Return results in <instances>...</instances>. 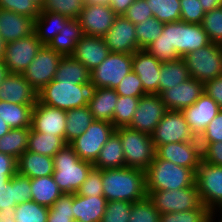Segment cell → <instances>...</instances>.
Here are the masks:
<instances>
[{
    "instance_id": "cell-44",
    "label": "cell",
    "mask_w": 222,
    "mask_h": 222,
    "mask_svg": "<svg viewBox=\"0 0 222 222\" xmlns=\"http://www.w3.org/2000/svg\"><path fill=\"white\" fill-rule=\"evenodd\" d=\"M83 0H45L41 10L61 14L69 19H78Z\"/></svg>"
},
{
    "instance_id": "cell-39",
    "label": "cell",
    "mask_w": 222,
    "mask_h": 222,
    "mask_svg": "<svg viewBox=\"0 0 222 222\" xmlns=\"http://www.w3.org/2000/svg\"><path fill=\"white\" fill-rule=\"evenodd\" d=\"M153 17L162 23L181 21L180 0H146Z\"/></svg>"
},
{
    "instance_id": "cell-41",
    "label": "cell",
    "mask_w": 222,
    "mask_h": 222,
    "mask_svg": "<svg viewBox=\"0 0 222 222\" xmlns=\"http://www.w3.org/2000/svg\"><path fill=\"white\" fill-rule=\"evenodd\" d=\"M49 208L32 200L15 207V222H47Z\"/></svg>"
},
{
    "instance_id": "cell-4",
    "label": "cell",
    "mask_w": 222,
    "mask_h": 222,
    "mask_svg": "<svg viewBox=\"0 0 222 222\" xmlns=\"http://www.w3.org/2000/svg\"><path fill=\"white\" fill-rule=\"evenodd\" d=\"M54 181L62 193L75 194L94 167L92 162L81 160L70 144L53 156Z\"/></svg>"
},
{
    "instance_id": "cell-62",
    "label": "cell",
    "mask_w": 222,
    "mask_h": 222,
    "mask_svg": "<svg viewBox=\"0 0 222 222\" xmlns=\"http://www.w3.org/2000/svg\"><path fill=\"white\" fill-rule=\"evenodd\" d=\"M15 208L11 209L10 212H0V222H15Z\"/></svg>"
},
{
    "instance_id": "cell-34",
    "label": "cell",
    "mask_w": 222,
    "mask_h": 222,
    "mask_svg": "<svg viewBox=\"0 0 222 222\" xmlns=\"http://www.w3.org/2000/svg\"><path fill=\"white\" fill-rule=\"evenodd\" d=\"M160 75L159 95L163 91L176 87V85H179L190 78L186 62L183 58L162 63Z\"/></svg>"
},
{
    "instance_id": "cell-5",
    "label": "cell",
    "mask_w": 222,
    "mask_h": 222,
    "mask_svg": "<svg viewBox=\"0 0 222 222\" xmlns=\"http://www.w3.org/2000/svg\"><path fill=\"white\" fill-rule=\"evenodd\" d=\"M196 172L171 161L154 158L145 170L146 190H175L195 184Z\"/></svg>"
},
{
    "instance_id": "cell-50",
    "label": "cell",
    "mask_w": 222,
    "mask_h": 222,
    "mask_svg": "<svg viewBox=\"0 0 222 222\" xmlns=\"http://www.w3.org/2000/svg\"><path fill=\"white\" fill-rule=\"evenodd\" d=\"M119 96L142 97L147 94L142 85L139 76L132 70L127 74L115 89Z\"/></svg>"
},
{
    "instance_id": "cell-14",
    "label": "cell",
    "mask_w": 222,
    "mask_h": 222,
    "mask_svg": "<svg viewBox=\"0 0 222 222\" xmlns=\"http://www.w3.org/2000/svg\"><path fill=\"white\" fill-rule=\"evenodd\" d=\"M42 46L35 32L30 36L5 44L2 60L9 73H23Z\"/></svg>"
},
{
    "instance_id": "cell-49",
    "label": "cell",
    "mask_w": 222,
    "mask_h": 222,
    "mask_svg": "<svg viewBox=\"0 0 222 222\" xmlns=\"http://www.w3.org/2000/svg\"><path fill=\"white\" fill-rule=\"evenodd\" d=\"M76 194L81 196H104L102 170L93 167Z\"/></svg>"
},
{
    "instance_id": "cell-45",
    "label": "cell",
    "mask_w": 222,
    "mask_h": 222,
    "mask_svg": "<svg viewBox=\"0 0 222 222\" xmlns=\"http://www.w3.org/2000/svg\"><path fill=\"white\" fill-rule=\"evenodd\" d=\"M128 222H160V213L146 197L132 203Z\"/></svg>"
},
{
    "instance_id": "cell-46",
    "label": "cell",
    "mask_w": 222,
    "mask_h": 222,
    "mask_svg": "<svg viewBox=\"0 0 222 222\" xmlns=\"http://www.w3.org/2000/svg\"><path fill=\"white\" fill-rule=\"evenodd\" d=\"M201 26L212 43L222 45V7L206 12Z\"/></svg>"
},
{
    "instance_id": "cell-2",
    "label": "cell",
    "mask_w": 222,
    "mask_h": 222,
    "mask_svg": "<svg viewBox=\"0 0 222 222\" xmlns=\"http://www.w3.org/2000/svg\"><path fill=\"white\" fill-rule=\"evenodd\" d=\"M103 194L108 201L134 203L147 197L145 171L123 167L102 169Z\"/></svg>"
},
{
    "instance_id": "cell-52",
    "label": "cell",
    "mask_w": 222,
    "mask_h": 222,
    "mask_svg": "<svg viewBox=\"0 0 222 222\" xmlns=\"http://www.w3.org/2000/svg\"><path fill=\"white\" fill-rule=\"evenodd\" d=\"M181 21L186 23L201 24L205 11L199 0H180Z\"/></svg>"
},
{
    "instance_id": "cell-7",
    "label": "cell",
    "mask_w": 222,
    "mask_h": 222,
    "mask_svg": "<svg viewBox=\"0 0 222 222\" xmlns=\"http://www.w3.org/2000/svg\"><path fill=\"white\" fill-rule=\"evenodd\" d=\"M190 77L207 82L222 74V45L210 43L183 57Z\"/></svg>"
},
{
    "instance_id": "cell-47",
    "label": "cell",
    "mask_w": 222,
    "mask_h": 222,
    "mask_svg": "<svg viewBox=\"0 0 222 222\" xmlns=\"http://www.w3.org/2000/svg\"><path fill=\"white\" fill-rule=\"evenodd\" d=\"M210 210L201 205L188 211L160 214V222H209Z\"/></svg>"
},
{
    "instance_id": "cell-43",
    "label": "cell",
    "mask_w": 222,
    "mask_h": 222,
    "mask_svg": "<svg viewBox=\"0 0 222 222\" xmlns=\"http://www.w3.org/2000/svg\"><path fill=\"white\" fill-rule=\"evenodd\" d=\"M73 194L63 193L49 207L47 222H73Z\"/></svg>"
},
{
    "instance_id": "cell-13",
    "label": "cell",
    "mask_w": 222,
    "mask_h": 222,
    "mask_svg": "<svg viewBox=\"0 0 222 222\" xmlns=\"http://www.w3.org/2000/svg\"><path fill=\"white\" fill-rule=\"evenodd\" d=\"M151 139L156 149L159 145L193 141L196 138L191 133L182 111L167 110L151 134Z\"/></svg>"
},
{
    "instance_id": "cell-15",
    "label": "cell",
    "mask_w": 222,
    "mask_h": 222,
    "mask_svg": "<svg viewBox=\"0 0 222 222\" xmlns=\"http://www.w3.org/2000/svg\"><path fill=\"white\" fill-rule=\"evenodd\" d=\"M167 111L159 94L140 97L136 112L128 127L151 135Z\"/></svg>"
},
{
    "instance_id": "cell-51",
    "label": "cell",
    "mask_w": 222,
    "mask_h": 222,
    "mask_svg": "<svg viewBox=\"0 0 222 222\" xmlns=\"http://www.w3.org/2000/svg\"><path fill=\"white\" fill-rule=\"evenodd\" d=\"M0 9L36 19L40 9L31 0H0Z\"/></svg>"
},
{
    "instance_id": "cell-17",
    "label": "cell",
    "mask_w": 222,
    "mask_h": 222,
    "mask_svg": "<svg viewBox=\"0 0 222 222\" xmlns=\"http://www.w3.org/2000/svg\"><path fill=\"white\" fill-rule=\"evenodd\" d=\"M155 157L196 172L202 160V148L197 138L193 141L168 143L156 148Z\"/></svg>"
},
{
    "instance_id": "cell-11",
    "label": "cell",
    "mask_w": 222,
    "mask_h": 222,
    "mask_svg": "<svg viewBox=\"0 0 222 222\" xmlns=\"http://www.w3.org/2000/svg\"><path fill=\"white\" fill-rule=\"evenodd\" d=\"M114 131L115 127L112 123L93 120L86 131L81 136L75 138L70 145L81 160L94 163L103 145Z\"/></svg>"
},
{
    "instance_id": "cell-36",
    "label": "cell",
    "mask_w": 222,
    "mask_h": 222,
    "mask_svg": "<svg viewBox=\"0 0 222 222\" xmlns=\"http://www.w3.org/2000/svg\"><path fill=\"white\" fill-rule=\"evenodd\" d=\"M66 144V141L61 136L33 131L30 128L27 150L37 154L53 157Z\"/></svg>"
},
{
    "instance_id": "cell-65",
    "label": "cell",
    "mask_w": 222,
    "mask_h": 222,
    "mask_svg": "<svg viewBox=\"0 0 222 222\" xmlns=\"http://www.w3.org/2000/svg\"><path fill=\"white\" fill-rule=\"evenodd\" d=\"M11 127L0 117V137L7 134Z\"/></svg>"
},
{
    "instance_id": "cell-27",
    "label": "cell",
    "mask_w": 222,
    "mask_h": 222,
    "mask_svg": "<svg viewBox=\"0 0 222 222\" xmlns=\"http://www.w3.org/2000/svg\"><path fill=\"white\" fill-rule=\"evenodd\" d=\"M53 157L25 151L17 160V172L30 179L50 176L54 172Z\"/></svg>"
},
{
    "instance_id": "cell-60",
    "label": "cell",
    "mask_w": 222,
    "mask_h": 222,
    "mask_svg": "<svg viewBox=\"0 0 222 222\" xmlns=\"http://www.w3.org/2000/svg\"><path fill=\"white\" fill-rule=\"evenodd\" d=\"M134 0H111L110 6L117 16H122Z\"/></svg>"
},
{
    "instance_id": "cell-32",
    "label": "cell",
    "mask_w": 222,
    "mask_h": 222,
    "mask_svg": "<svg viewBox=\"0 0 222 222\" xmlns=\"http://www.w3.org/2000/svg\"><path fill=\"white\" fill-rule=\"evenodd\" d=\"M62 194L52 175L31 179V200L40 205L49 208Z\"/></svg>"
},
{
    "instance_id": "cell-3",
    "label": "cell",
    "mask_w": 222,
    "mask_h": 222,
    "mask_svg": "<svg viewBox=\"0 0 222 222\" xmlns=\"http://www.w3.org/2000/svg\"><path fill=\"white\" fill-rule=\"evenodd\" d=\"M97 87L91 80L83 84L52 80L37 93V101L50 107L70 110L87 106Z\"/></svg>"
},
{
    "instance_id": "cell-9",
    "label": "cell",
    "mask_w": 222,
    "mask_h": 222,
    "mask_svg": "<svg viewBox=\"0 0 222 222\" xmlns=\"http://www.w3.org/2000/svg\"><path fill=\"white\" fill-rule=\"evenodd\" d=\"M133 54L110 52L107 58L91 71L90 80L97 88L116 89L132 71Z\"/></svg>"
},
{
    "instance_id": "cell-10",
    "label": "cell",
    "mask_w": 222,
    "mask_h": 222,
    "mask_svg": "<svg viewBox=\"0 0 222 222\" xmlns=\"http://www.w3.org/2000/svg\"><path fill=\"white\" fill-rule=\"evenodd\" d=\"M195 184L203 205L209 210L222 209V166L200 161Z\"/></svg>"
},
{
    "instance_id": "cell-58",
    "label": "cell",
    "mask_w": 222,
    "mask_h": 222,
    "mask_svg": "<svg viewBox=\"0 0 222 222\" xmlns=\"http://www.w3.org/2000/svg\"><path fill=\"white\" fill-rule=\"evenodd\" d=\"M202 159L209 164L222 166V141L207 144L202 149Z\"/></svg>"
},
{
    "instance_id": "cell-12",
    "label": "cell",
    "mask_w": 222,
    "mask_h": 222,
    "mask_svg": "<svg viewBox=\"0 0 222 222\" xmlns=\"http://www.w3.org/2000/svg\"><path fill=\"white\" fill-rule=\"evenodd\" d=\"M63 56L47 45H43L28 68L22 73L28 83L39 92L55 77Z\"/></svg>"
},
{
    "instance_id": "cell-28",
    "label": "cell",
    "mask_w": 222,
    "mask_h": 222,
    "mask_svg": "<svg viewBox=\"0 0 222 222\" xmlns=\"http://www.w3.org/2000/svg\"><path fill=\"white\" fill-rule=\"evenodd\" d=\"M118 98L119 95L115 89L97 88L94 97L87 105L94 120L106 121L113 124V113Z\"/></svg>"
},
{
    "instance_id": "cell-56",
    "label": "cell",
    "mask_w": 222,
    "mask_h": 222,
    "mask_svg": "<svg viewBox=\"0 0 222 222\" xmlns=\"http://www.w3.org/2000/svg\"><path fill=\"white\" fill-rule=\"evenodd\" d=\"M31 200V179L21 175L18 172L15 174V201L19 205L25 201Z\"/></svg>"
},
{
    "instance_id": "cell-61",
    "label": "cell",
    "mask_w": 222,
    "mask_h": 222,
    "mask_svg": "<svg viewBox=\"0 0 222 222\" xmlns=\"http://www.w3.org/2000/svg\"><path fill=\"white\" fill-rule=\"evenodd\" d=\"M205 13L213 10L214 8L222 7V0H199Z\"/></svg>"
},
{
    "instance_id": "cell-19",
    "label": "cell",
    "mask_w": 222,
    "mask_h": 222,
    "mask_svg": "<svg viewBox=\"0 0 222 222\" xmlns=\"http://www.w3.org/2000/svg\"><path fill=\"white\" fill-rule=\"evenodd\" d=\"M221 111V107L205 92L191 106L182 110L195 138L199 139L209 122Z\"/></svg>"
},
{
    "instance_id": "cell-22",
    "label": "cell",
    "mask_w": 222,
    "mask_h": 222,
    "mask_svg": "<svg viewBox=\"0 0 222 222\" xmlns=\"http://www.w3.org/2000/svg\"><path fill=\"white\" fill-rule=\"evenodd\" d=\"M37 93L22 73H9L0 85V100L9 103L35 106Z\"/></svg>"
},
{
    "instance_id": "cell-57",
    "label": "cell",
    "mask_w": 222,
    "mask_h": 222,
    "mask_svg": "<svg viewBox=\"0 0 222 222\" xmlns=\"http://www.w3.org/2000/svg\"><path fill=\"white\" fill-rule=\"evenodd\" d=\"M17 173V159L0 152V189Z\"/></svg>"
},
{
    "instance_id": "cell-21",
    "label": "cell",
    "mask_w": 222,
    "mask_h": 222,
    "mask_svg": "<svg viewBox=\"0 0 222 222\" xmlns=\"http://www.w3.org/2000/svg\"><path fill=\"white\" fill-rule=\"evenodd\" d=\"M204 93V83L189 78L176 87L169 88L160 94L167 110L182 111L191 106Z\"/></svg>"
},
{
    "instance_id": "cell-67",
    "label": "cell",
    "mask_w": 222,
    "mask_h": 222,
    "mask_svg": "<svg viewBox=\"0 0 222 222\" xmlns=\"http://www.w3.org/2000/svg\"><path fill=\"white\" fill-rule=\"evenodd\" d=\"M5 50V42L0 37V59H2Z\"/></svg>"
},
{
    "instance_id": "cell-30",
    "label": "cell",
    "mask_w": 222,
    "mask_h": 222,
    "mask_svg": "<svg viewBox=\"0 0 222 222\" xmlns=\"http://www.w3.org/2000/svg\"><path fill=\"white\" fill-rule=\"evenodd\" d=\"M70 19L61 14L40 10L38 17L35 19V30L38 40L47 45Z\"/></svg>"
},
{
    "instance_id": "cell-6",
    "label": "cell",
    "mask_w": 222,
    "mask_h": 222,
    "mask_svg": "<svg viewBox=\"0 0 222 222\" xmlns=\"http://www.w3.org/2000/svg\"><path fill=\"white\" fill-rule=\"evenodd\" d=\"M125 156V167L145 171L155 158V146L151 135L128 126L117 127Z\"/></svg>"
},
{
    "instance_id": "cell-18",
    "label": "cell",
    "mask_w": 222,
    "mask_h": 222,
    "mask_svg": "<svg viewBox=\"0 0 222 222\" xmlns=\"http://www.w3.org/2000/svg\"><path fill=\"white\" fill-rule=\"evenodd\" d=\"M135 31L134 23L123 15L117 16L103 39L110 52L134 54L139 50Z\"/></svg>"
},
{
    "instance_id": "cell-68",
    "label": "cell",
    "mask_w": 222,
    "mask_h": 222,
    "mask_svg": "<svg viewBox=\"0 0 222 222\" xmlns=\"http://www.w3.org/2000/svg\"><path fill=\"white\" fill-rule=\"evenodd\" d=\"M40 10L42 9L45 0H31Z\"/></svg>"
},
{
    "instance_id": "cell-66",
    "label": "cell",
    "mask_w": 222,
    "mask_h": 222,
    "mask_svg": "<svg viewBox=\"0 0 222 222\" xmlns=\"http://www.w3.org/2000/svg\"><path fill=\"white\" fill-rule=\"evenodd\" d=\"M110 1L111 0H85L84 3L105 5L110 4Z\"/></svg>"
},
{
    "instance_id": "cell-24",
    "label": "cell",
    "mask_w": 222,
    "mask_h": 222,
    "mask_svg": "<svg viewBox=\"0 0 222 222\" xmlns=\"http://www.w3.org/2000/svg\"><path fill=\"white\" fill-rule=\"evenodd\" d=\"M109 53L110 50L103 37L84 35L77 42L76 47L70 56L92 71L107 58Z\"/></svg>"
},
{
    "instance_id": "cell-35",
    "label": "cell",
    "mask_w": 222,
    "mask_h": 222,
    "mask_svg": "<svg viewBox=\"0 0 222 222\" xmlns=\"http://www.w3.org/2000/svg\"><path fill=\"white\" fill-rule=\"evenodd\" d=\"M91 71L71 56H63L55 73L54 80L83 84L90 80Z\"/></svg>"
},
{
    "instance_id": "cell-8",
    "label": "cell",
    "mask_w": 222,
    "mask_h": 222,
    "mask_svg": "<svg viewBox=\"0 0 222 222\" xmlns=\"http://www.w3.org/2000/svg\"><path fill=\"white\" fill-rule=\"evenodd\" d=\"M160 214L188 211L202 205L196 184L175 190H146Z\"/></svg>"
},
{
    "instance_id": "cell-20",
    "label": "cell",
    "mask_w": 222,
    "mask_h": 222,
    "mask_svg": "<svg viewBox=\"0 0 222 222\" xmlns=\"http://www.w3.org/2000/svg\"><path fill=\"white\" fill-rule=\"evenodd\" d=\"M66 128V110L37 103L33 107L31 129L49 135L64 138Z\"/></svg>"
},
{
    "instance_id": "cell-31",
    "label": "cell",
    "mask_w": 222,
    "mask_h": 222,
    "mask_svg": "<svg viewBox=\"0 0 222 222\" xmlns=\"http://www.w3.org/2000/svg\"><path fill=\"white\" fill-rule=\"evenodd\" d=\"M93 166L101 170L125 167V156L120 136L115 131L103 145Z\"/></svg>"
},
{
    "instance_id": "cell-48",
    "label": "cell",
    "mask_w": 222,
    "mask_h": 222,
    "mask_svg": "<svg viewBox=\"0 0 222 222\" xmlns=\"http://www.w3.org/2000/svg\"><path fill=\"white\" fill-rule=\"evenodd\" d=\"M131 206V202L108 201L101 222H128Z\"/></svg>"
},
{
    "instance_id": "cell-1",
    "label": "cell",
    "mask_w": 222,
    "mask_h": 222,
    "mask_svg": "<svg viewBox=\"0 0 222 222\" xmlns=\"http://www.w3.org/2000/svg\"><path fill=\"white\" fill-rule=\"evenodd\" d=\"M211 41L201 24L176 21L164 23L162 34L145 50L160 63L183 58Z\"/></svg>"
},
{
    "instance_id": "cell-64",
    "label": "cell",
    "mask_w": 222,
    "mask_h": 222,
    "mask_svg": "<svg viewBox=\"0 0 222 222\" xmlns=\"http://www.w3.org/2000/svg\"><path fill=\"white\" fill-rule=\"evenodd\" d=\"M9 74L8 68L3 63V60L0 59V85L3 82L4 78Z\"/></svg>"
},
{
    "instance_id": "cell-16",
    "label": "cell",
    "mask_w": 222,
    "mask_h": 222,
    "mask_svg": "<svg viewBox=\"0 0 222 222\" xmlns=\"http://www.w3.org/2000/svg\"><path fill=\"white\" fill-rule=\"evenodd\" d=\"M117 15L110 4L84 3L78 21L86 36L104 37L114 24Z\"/></svg>"
},
{
    "instance_id": "cell-29",
    "label": "cell",
    "mask_w": 222,
    "mask_h": 222,
    "mask_svg": "<svg viewBox=\"0 0 222 222\" xmlns=\"http://www.w3.org/2000/svg\"><path fill=\"white\" fill-rule=\"evenodd\" d=\"M84 36L81 25L77 19H70L65 27L57 34L47 46L62 56H70L77 42Z\"/></svg>"
},
{
    "instance_id": "cell-26",
    "label": "cell",
    "mask_w": 222,
    "mask_h": 222,
    "mask_svg": "<svg viewBox=\"0 0 222 222\" xmlns=\"http://www.w3.org/2000/svg\"><path fill=\"white\" fill-rule=\"evenodd\" d=\"M107 200L104 196H81L73 194V215L75 221L101 222Z\"/></svg>"
},
{
    "instance_id": "cell-33",
    "label": "cell",
    "mask_w": 222,
    "mask_h": 222,
    "mask_svg": "<svg viewBox=\"0 0 222 222\" xmlns=\"http://www.w3.org/2000/svg\"><path fill=\"white\" fill-rule=\"evenodd\" d=\"M93 120L94 118L88 106L67 110L64 136L66 143L70 144L75 138L81 136Z\"/></svg>"
},
{
    "instance_id": "cell-59",
    "label": "cell",
    "mask_w": 222,
    "mask_h": 222,
    "mask_svg": "<svg viewBox=\"0 0 222 222\" xmlns=\"http://www.w3.org/2000/svg\"><path fill=\"white\" fill-rule=\"evenodd\" d=\"M204 92L222 109V74L204 83Z\"/></svg>"
},
{
    "instance_id": "cell-40",
    "label": "cell",
    "mask_w": 222,
    "mask_h": 222,
    "mask_svg": "<svg viewBox=\"0 0 222 222\" xmlns=\"http://www.w3.org/2000/svg\"><path fill=\"white\" fill-rule=\"evenodd\" d=\"M135 26L138 49L140 50L146 49L162 34L164 23L160 22L155 17H150L146 21L138 23Z\"/></svg>"
},
{
    "instance_id": "cell-54",
    "label": "cell",
    "mask_w": 222,
    "mask_h": 222,
    "mask_svg": "<svg viewBox=\"0 0 222 222\" xmlns=\"http://www.w3.org/2000/svg\"><path fill=\"white\" fill-rule=\"evenodd\" d=\"M123 16L136 25L153 17V14L146 0H134Z\"/></svg>"
},
{
    "instance_id": "cell-53",
    "label": "cell",
    "mask_w": 222,
    "mask_h": 222,
    "mask_svg": "<svg viewBox=\"0 0 222 222\" xmlns=\"http://www.w3.org/2000/svg\"><path fill=\"white\" fill-rule=\"evenodd\" d=\"M198 141L202 149L209 143L222 141V109L209 122L204 133L201 135Z\"/></svg>"
},
{
    "instance_id": "cell-38",
    "label": "cell",
    "mask_w": 222,
    "mask_h": 222,
    "mask_svg": "<svg viewBox=\"0 0 222 222\" xmlns=\"http://www.w3.org/2000/svg\"><path fill=\"white\" fill-rule=\"evenodd\" d=\"M30 128H11L7 134L0 137V152L18 160L27 151Z\"/></svg>"
},
{
    "instance_id": "cell-63",
    "label": "cell",
    "mask_w": 222,
    "mask_h": 222,
    "mask_svg": "<svg viewBox=\"0 0 222 222\" xmlns=\"http://www.w3.org/2000/svg\"><path fill=\"white\" fill-rule=\"evenodd\" d=\"M209 222H222V209L210 210Z\"/></svg>"
},
{
    "instance_id": "cell-25",
    "label": "cell",
    "mask_w": 222,
    "mask_h": 222,
    "mask_svg": "<svg viewBox=\"0 0 222 222\" xmlns=\"http://www.w3.org/2000/svg\"><path fill=\"white\" fill-rule=\"evenodd\" d=\"M35 20L29 16L0 9V37L5 44L34 33Z\"/></svg>"
},
{
    "instance_id": "cell-42",
    "label": "cell",
    "mask_w": 222,
    "mask_h": 222,
    "mask_svg": "<svg viewBox=\"0 0 222 222\" xmlns=\"http://www.w3.org/2000/svg\"><path fill=\"white\" fill-rule=\"evenodd\" d=\"M140 97L119 96L113 113V126H128L136 112Z\"/></svg>"
},
{
    "instance_id": "cell-23",
    "label": "cell",
    "mask_w": 222,
    "mask_h": 222,
    "mask_svg": "<svg viewBox=\"0 0 222 222\" xmlns=\"http://www.w3.org/2000/svg\"><path fill=\"white\" fill-rule=\"evenodd\" d=\"M161 65L162 63L145 49H140L133 54L132 70L139 76L147 94H159Z\"/></svg>"
},
{
    "instance_id": "cell-55",
    "label": "cell",
    "mask_w": 222,
    "mask_h": 222,
    "mask_svg": "<svg viewBox=\"0 0 222 222\" xmlns=\"http://www.w3.org/2000/svg\"><path fill=\"white\" fill-rule=\"evenodd\" d=\"M17 206L15 201V175L0 189V212H10Z\"/></svg>"
},
{
    "instance_id": "cell-37",
    "label": "cell",
    "mask_w": 222,
    "mask_h": 222,
    "mask_svg": "<svg viewBox=\"0 0 222 222\" xmlns=\"http://www.w3.org/2000/svg\"><path fill=\"white\" fill-rule=\"evenodd\" d=\"M33 107L0 100V117L11 128L31 127Z\"/></svg>"
}]
</instances>
